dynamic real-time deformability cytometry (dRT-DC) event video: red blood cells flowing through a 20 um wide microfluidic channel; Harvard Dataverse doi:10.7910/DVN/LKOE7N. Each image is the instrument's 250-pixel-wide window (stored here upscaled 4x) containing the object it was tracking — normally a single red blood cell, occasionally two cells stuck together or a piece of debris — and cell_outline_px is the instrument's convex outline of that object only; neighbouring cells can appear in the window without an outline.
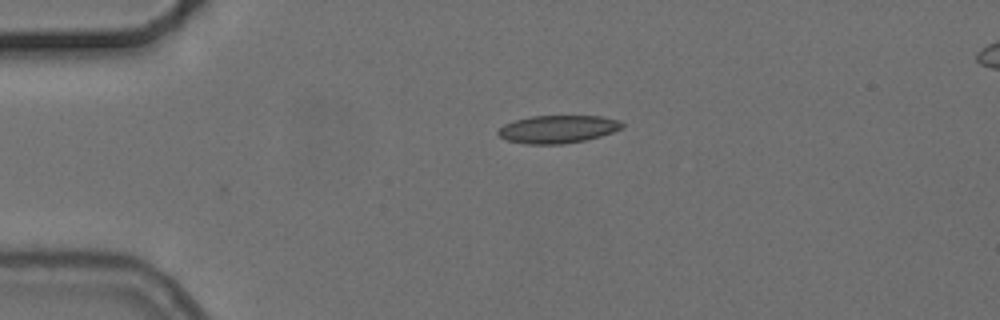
{"species": "common noctule bat (a hibernating species)", "species_latin": "Nyctalus noctula", "temperature_condition": "cold", "stored_images_in_passage": 2, "camera_frame_rate_fps": 3000, "um_per_image_px": 0.085, "animal": {"sex": "female", "body_mass_g": 24.6, "forearm_length_mm": 56.2}, "frame": {"image": 1, "passage_image": 1, "time_ms": 0.0, "image_size_px": [1000, 320], "cell_outline_px": [[624, 124], [620, 128], [612, 132], [600, 136], [584, 140], [560, 144], [524, 144], [504, 140], [496, 132], [504, 124], [516, 120], [532, 116], [600, 116], [620, 120]], "centroid_in_image_um": [47.37, 10.98], "position_along_channel_um": 37.6, "area_um2": 20.0}}